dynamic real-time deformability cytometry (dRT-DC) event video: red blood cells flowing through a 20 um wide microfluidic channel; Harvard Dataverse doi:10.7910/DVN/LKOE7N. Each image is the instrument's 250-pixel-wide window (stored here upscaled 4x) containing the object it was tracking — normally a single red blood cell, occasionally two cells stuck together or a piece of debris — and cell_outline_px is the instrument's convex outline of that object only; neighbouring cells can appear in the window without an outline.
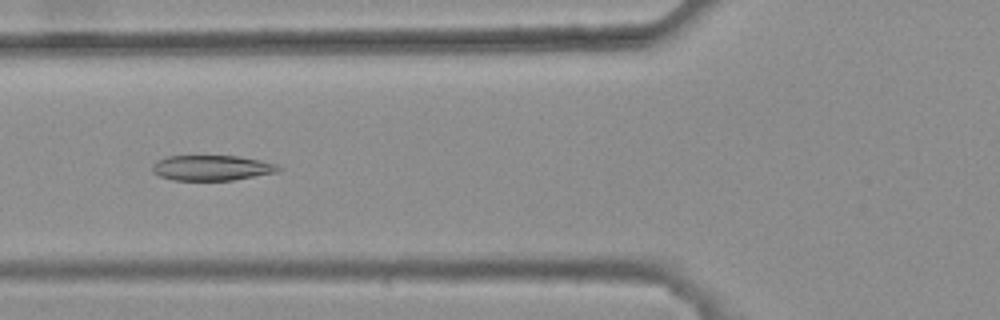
{"species": "common noctule bat (a hibernating species)", "species_latin": "Nyctalus noctula", "temperature_condition": "warm", "stored_images_in_passage": 41, "camera_frame_rate_fps": 3000, "um_per_image_px": 0.085, "animal": {"sex": "female", "body_mass_g": 25.1}, "frame": {"image": 1, "passage_image": 19, "time_ms": 6.0, "image_size_px": [1000, 320], "cell_outline_px": [[280, 172], [232, 180], [172, 180], [160, 176], [152, 172], [152, 164], [156, 160], [168, 156], [240, 156], [260, 160], [276, 164], [280, 168]], "centroid_in_image_um": [17.99, 14.27], "position_along_channel_um": 107.8, "area_um2": 18.67}}
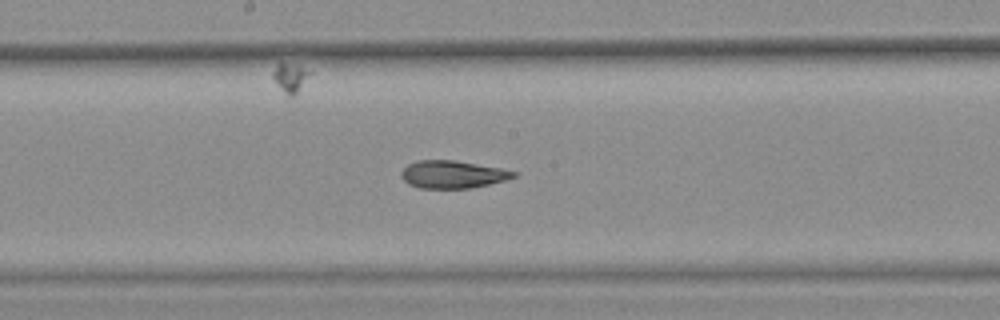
{"frame": {"image": 2, "passage_image": 27, "time_ms": 8.667, "image_size_px": [1000, 320], "cell_outline_px": [[516, 176], [504, 180], [472, 188], [420, 188], [408, 184], [400, 176], [400, 172], [408, 164], [416, 160], [456, 160], [500, 168], [516, 172]], "centroid_in_image_um": [38.42, 14.82], "position_along_channel_um": 209.8, "area_um2": 18.03}}
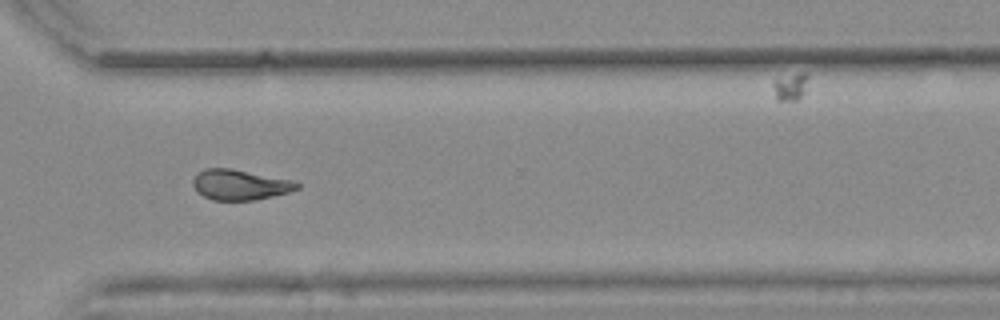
{"frame": {"image": 3, "passage_image": 38, "time_ms": 12.333, "image_size_px": [1000, 320], "cell_outline_px": [[300, 188], [288, 192], [256, 200], [212, 200], [204, 196], [192, 184], [192, 180], [204, 168], [228, 168], [292, 180], [300, 184]], "centroid_in_image_um": [20.41, 15.71], "position_along_channel_um": 350.2, "area_um2": 18.09}, "authors_computed_cell_mechanics": {"area_um2": 18.9584, "velocity_mm_per_s": 3.8237, "shape_relaxation_time_tau1_ms": null, "shape_relaxation_time_tau2_ms": 3.1705, "deformation_change_tau1": null, "deformation_change_tau2": 0.0791}}